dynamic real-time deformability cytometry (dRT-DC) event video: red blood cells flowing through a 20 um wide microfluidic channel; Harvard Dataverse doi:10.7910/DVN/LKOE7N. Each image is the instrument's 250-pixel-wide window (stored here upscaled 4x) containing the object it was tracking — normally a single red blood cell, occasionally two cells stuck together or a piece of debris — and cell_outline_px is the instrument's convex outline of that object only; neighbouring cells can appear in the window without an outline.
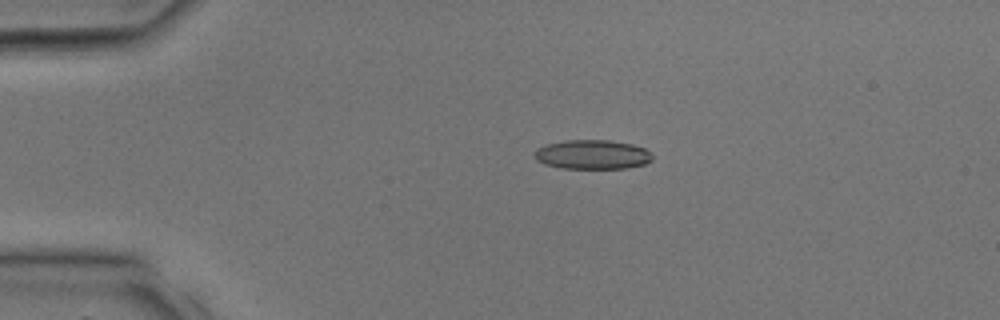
{"species": "common noctule bat (a hibernating species)", "species_latin": "Nyctalus noctula", "temperature_condition": "room temperature", "stored_images_in_passage": 34, "camera_frame_rate_fps": 3000, "um_per_image_px": 0.085, "animal": {"sex": "male", "body_mass_g": 17.9, "forearm_length_mm": 54.2}, "frame": {"image": 1, "passage_image": 8, "time_ms": 2.333, "image_size_px": [1000, 320], "cell_outline_px": [[652, 160], [644, 164], [628, 168], [560, 168], [544, 164], [536, 160], [536, 148], [548, 144], [564, 140], [612, 140], [632, 144], [644, 148], [652, 156]], "centroid_in_image_um": [50.35, 13.13], "position_along_channel_um": 34.7, "area_um2": 20.06}}
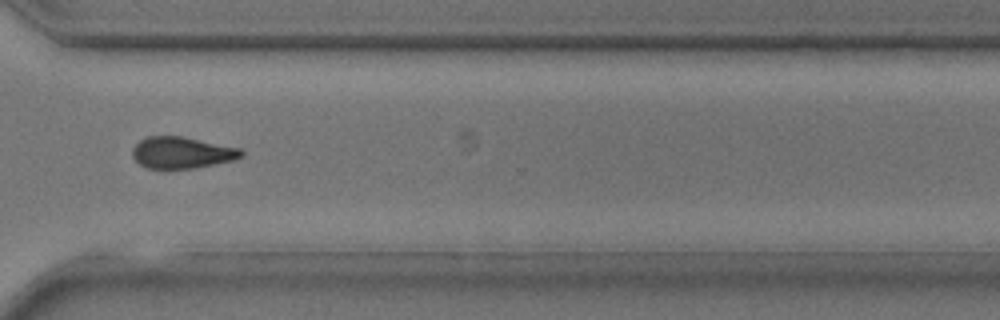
{"frame": {"image": 2, "passage_image": 26, "time_ms": 8.333, "image_size_px": [1000, 320], "cell_outline_px": [[244, 152], [240, 156], [232, 160], [192, 168], [148, 168], [140, 164], [132, 156], [132, 148], [140, 140], [148, 136], [184, 136], [240, 148]], "centroid_in_image_um": [15.43, 12.95], "position_along_channel_um": 355.2, "area_um2": 19.77}}
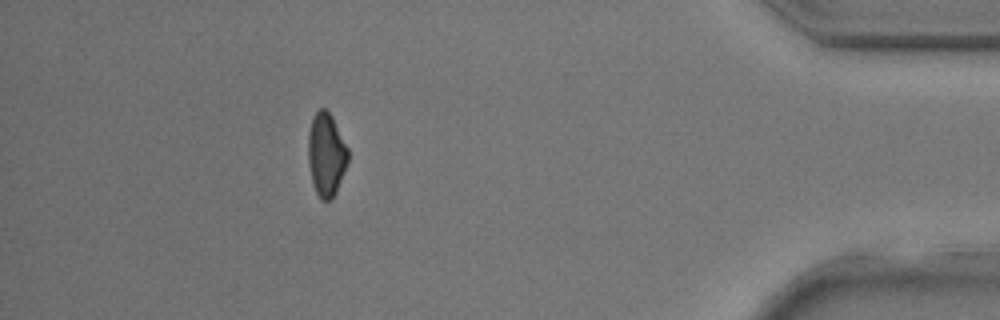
{"frame": {"image": 3, "passage_image": 31, "time_ms": 10.0, "image_size_px": [1000, 320], "cell_outline_px": [[348, 160], [336, 192], [328, 200], [320, 200], [316, 192], [312, 180], [308, 164], [308, 132], [312, 116], [320, 108], [324, 108], [332, 116], [348, 148]], "centroid_in_image_um": [27.71, 13.11], "position_along_channel_um": 407.5, "area_um2": 19.25}}